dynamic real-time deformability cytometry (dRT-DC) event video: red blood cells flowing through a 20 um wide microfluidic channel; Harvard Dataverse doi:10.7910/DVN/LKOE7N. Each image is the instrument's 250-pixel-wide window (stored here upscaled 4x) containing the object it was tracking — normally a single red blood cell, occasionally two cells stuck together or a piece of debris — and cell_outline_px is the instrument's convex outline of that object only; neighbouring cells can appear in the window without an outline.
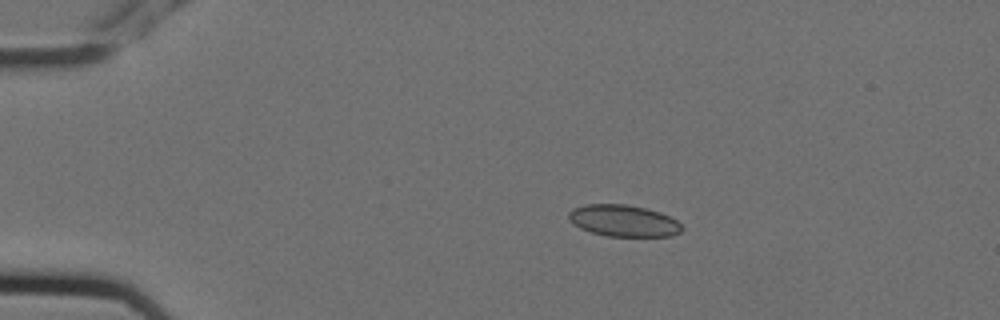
{"species": "Egyptian fruit bat (a non-hibernating species)", "species_latin": "Rousettus aegyptiacus", "temperature_condition": "cold", "stored_images_in_passage": 2, "camera_frame_rate_fps": 3000, "um_per_image_px": 0.085, "animal": {"sex": "female"}, "frame": {"image": 1, "passage_image": 1, "time_ms": 0.0, "image_size_px": [1000, 320], "cell_outline_px": [[684, 228], [680, 232], [672, 236], [608, 236], [592, 232], [580, 228], [568, 216], [568, 212], [572, 208], [584, 204], [624, 204], [644, 208], [660, 212], [676, 220]], "centroid_in_image_um": [53.01, 18.76], "position_along_channel_um": 32.0, "area_um2": 20.69}}